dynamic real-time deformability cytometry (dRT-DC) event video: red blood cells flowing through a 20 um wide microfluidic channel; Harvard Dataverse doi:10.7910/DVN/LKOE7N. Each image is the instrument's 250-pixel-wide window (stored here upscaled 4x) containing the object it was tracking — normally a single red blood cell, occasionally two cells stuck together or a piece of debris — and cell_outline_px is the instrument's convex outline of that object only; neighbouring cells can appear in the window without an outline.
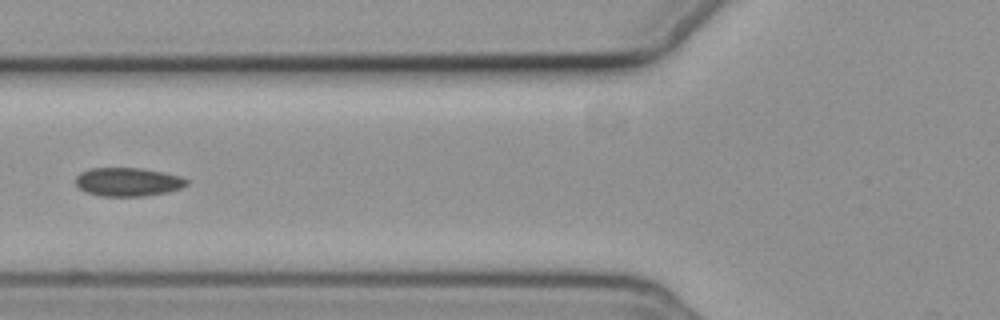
{"species": "common noctule bat (a hibernating species)", "species_latin": "Nyctalus noctula", "temperature_condition": "cold", "stored_images_in_passage": 5, "camera_frame_rate_fps": 3000, "um_per_image_px": 0.085, "animal": {"sex": "female", "body_mass_g": 19.3, "forearm_length_mm": 54.1}, "frame": {"image": 1, "passage_image": 5, "time_ms": 4.333, "image_size_px": [1000, 320], "cell_outline_px": [[188, 184], [180, 188], [168, 192], [144, 196], [100, 196], [88, 192], [80, 188], [76, 184], [76, 176], [80, 172], [88, 168], [140, 168], [180, 176], [188, 180]], "centroid_in_image_um": [10.86, 15.46], "position_along_channel_um": 114.9, "area_um2": 18.38}}